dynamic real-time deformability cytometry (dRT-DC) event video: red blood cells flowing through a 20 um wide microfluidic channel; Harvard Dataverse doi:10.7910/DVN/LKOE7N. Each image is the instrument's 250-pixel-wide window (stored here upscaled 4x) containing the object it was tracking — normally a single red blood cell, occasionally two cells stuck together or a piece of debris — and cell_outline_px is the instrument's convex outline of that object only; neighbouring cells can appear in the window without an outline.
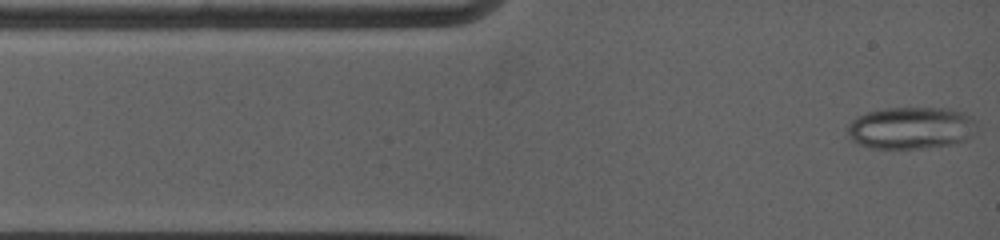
{"species": "common noctule bat (a hibernating species)", "species_latin": "Nyctalus noctula", "temperature_condition": "warm", "stored_images_in_passage": 79, "camera_frame_rate_fps": 5000, "um_per_image_px": 0.085, "animal": {"sex": "female", "body_mass_g": 19.0, "forearm_length_mm": 53.3}, "frame": {"image": 1, "passage_image": 1, "time_ms": 0.0, "image_size_px": [1000, 240], "cell_outline_px": [[976, 128], [964, 140], [952, 144], [924, 148], [868, 148], [852, 140], [848, 132], [848, 124], [856, 116], [868, 112], [888, 108], [948, 108], [964, 112], [972, 116], [976, 120]], "centroid_in_image_um": [77.44, 10.86], "position_along_channel_um": 7.6, "area_um2": 31.67}}
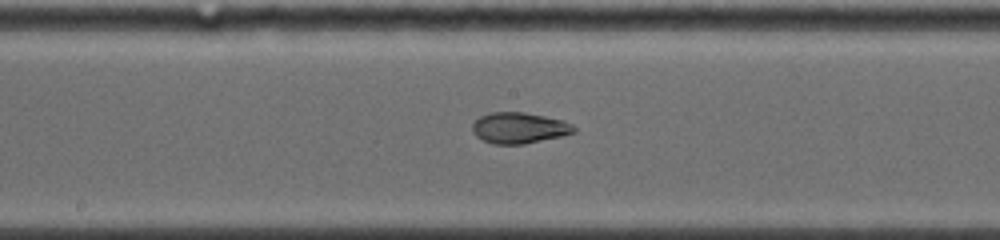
{"frame": {"image": 2, "passage_image": 32, "time_ms": 6.2, "image_size_px": [1000, 240], "cell_outline_px": [[576, 132], [560, 136], [524, 144], [492, 144], [476, 136], [472, 132], [472, 124], [480, 116], [488, 112], [524, 112], [564, 120], [572, 124], [576, 128]], "centroid_in_image_um": [44.12, 10.86], "position_along_channel_um": 204.1, "area_um2": 18.38}}
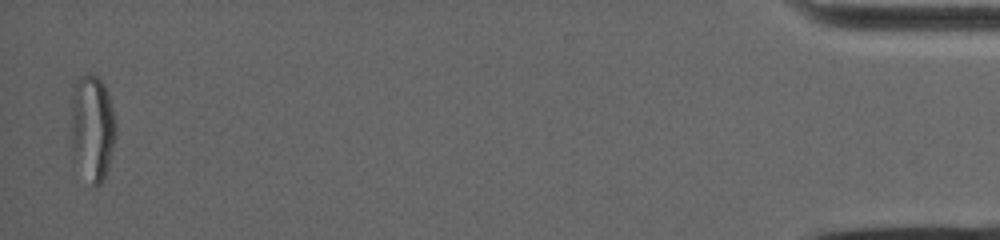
{"frame": {"image": 3, "passage_image": 79, "time_ms": 15.6, "image_size_px": [1000, 240], "cell_outline_px": [[116, 136], [104, 180], [100, 184], [92, 184], [72, 144], [72, 96], [76, 84], [80, 76], [88, 72], [96, 76], [104, 84], [112, 108], [116, 124]], "centroid_in_image_um": [7.89, 10.75], "position_along_channel_um": 427.3, "area_um2": 26.3}, "authors_computed_cell_mechanics": {"area_um2": 21.0392, "velocity_mm_per_s": 3.8844, "shape_relaxation_time_tau1_ms": null, "shape_relaxation_time_tau2_ms": 1.608, "deformation_change_tau1": null, "deformation_change_tau2": 0.0668}}